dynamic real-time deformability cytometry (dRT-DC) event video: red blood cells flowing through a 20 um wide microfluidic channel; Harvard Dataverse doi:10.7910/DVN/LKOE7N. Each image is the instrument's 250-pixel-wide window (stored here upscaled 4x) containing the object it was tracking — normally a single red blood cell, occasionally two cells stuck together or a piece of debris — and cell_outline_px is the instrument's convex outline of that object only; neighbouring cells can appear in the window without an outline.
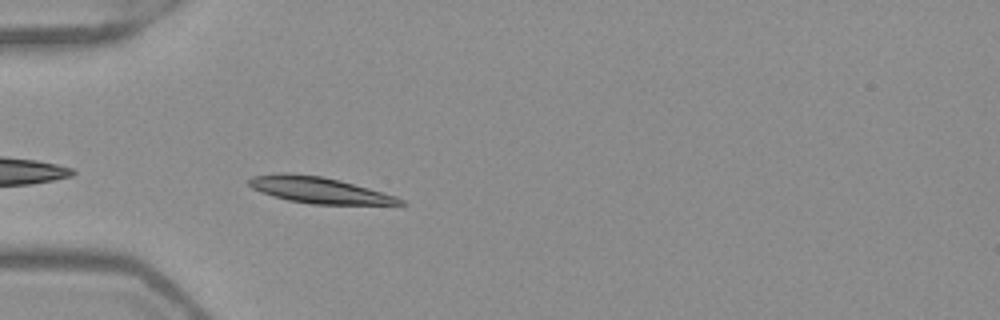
{"species": "Egyptian fruit bat (a non-hibernating species)", "species_latin": "Rousettus aegyptiacus", "temperature_condition": "warm", "stored_images_in_passage": 38, "camera_frame_rate_fps": 3000, "um_per_image_px": 0.085, "frame": {"image": 1, "passage_image": 2, "time_ms": 0.333, "image_size_px": [1000, 320], "cell_outline_px": [[408, 204], [312, 204], [288, 200], [272, 196], [260, 192], [252, 188], [248, 184], [248, 180], [252, 176], [280, 172], [288, 172], [324, 176], [340, 180], [396, 196], [404, 200]], "centroid_in_image_um": [27.07, 16.14], "position_along_channel_um": 57.9, "area_um2": 23.12}}
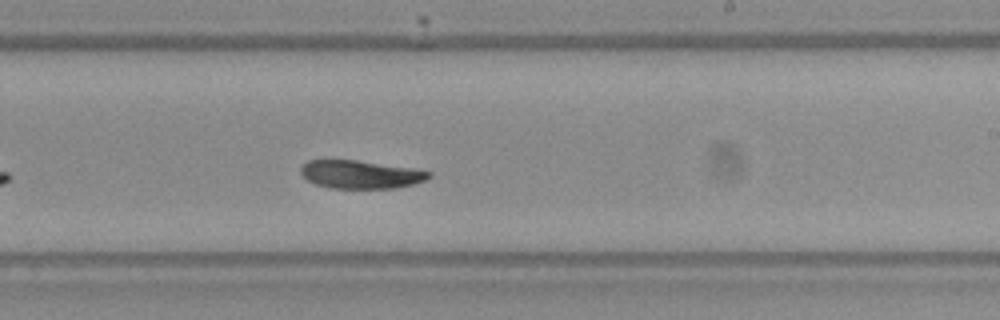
{"frame": {"image": 2, "passage_image": 18, "time_ms": 5.667, "image_size_px": [1000, 320], "cell_outline_px": [[432, 176], [424, 180], [412, 184], [396, 188], [328, 188], [316, 184], [308, 180], [300, 172], [300, 168], [308, 160], [356, 160], [412, 168], [432, 172]], "centroid_in_image_um": [30.65, 14.83], "position_along_channel_um": 258.4, "area_um2": 20.87}}
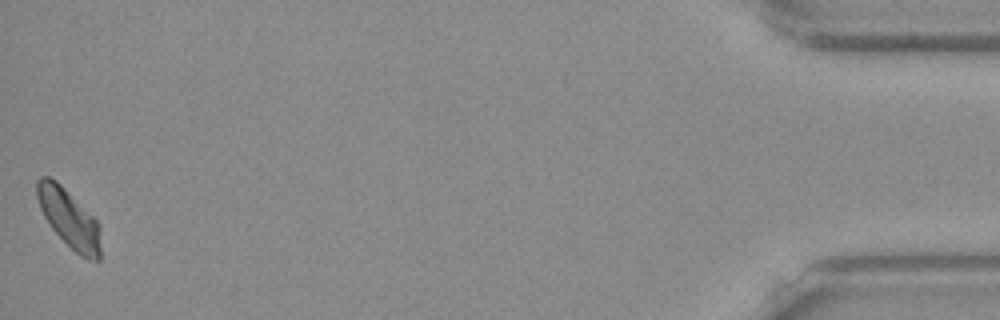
{"frame": {"image": 3, "passage_image": 38, "time_ms": 12.333, "image_size_px": [1000, 320], "cell_outline_px": [[100, 260], [88, 260], [80, 256], [52, 228], [44, 216], [40, 208], [36, 196], [36, 180], [40, 176], [48, 176], [56, 180], [100, 224]], "centroid_in_image_um": [5.86, 18.55], "position_along_channel_um": 429.3, "area_um2": 21.39}, "authors_computed_cell_mechanics": {"area_um2": 21.9351, "velocity_mm_per_s": 3.9024, "shape_relaxation_time_tau1_ms": 3.8659, "shape_relaxation_time_tau2_ms": 3.3731, "deformation_change_tau1": 0.1458, "deformation_change_tau2": 0.0821}}